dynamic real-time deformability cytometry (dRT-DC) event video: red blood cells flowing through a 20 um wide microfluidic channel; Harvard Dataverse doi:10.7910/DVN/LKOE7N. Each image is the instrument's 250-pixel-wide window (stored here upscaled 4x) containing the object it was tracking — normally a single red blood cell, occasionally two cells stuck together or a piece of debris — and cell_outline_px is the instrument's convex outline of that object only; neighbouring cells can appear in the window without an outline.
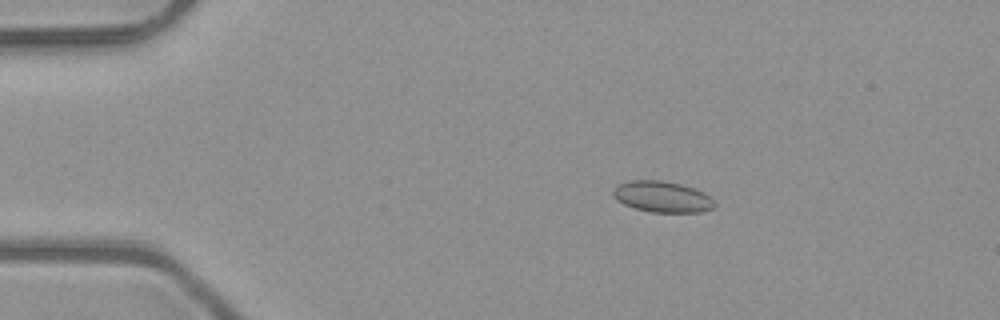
{"species": "common noctule bat (a hibernating species)", "species_latin": "Nyctalus noctula", "temperature_condition": "room temperature", "stored_images_in_passage": 6, "camera_frame_rate_fps": 3000, "um_per_image_px": 0.085, "animal": {"sex": "male", "body_mass_g": 23.1, "forearm_length_mm": 52.7}, "frame": {"image": 1, "passage_image": 3, "time_ms": 0.667, "image_size_px": [1000, 320], "cell_outline_px": [[716, 204], [712, 208], [700, 212], [652, 212], [636, 208], [624, 204], [616, 200], [612, 192], [612, 188], [616, 184], [628, 180], [660, 180], [680, 184], [704, 192]], "centroid_in_image_um": [56.23, 16.71], "position_along_channel_um": 28.8, "area_um2": 18.32}}
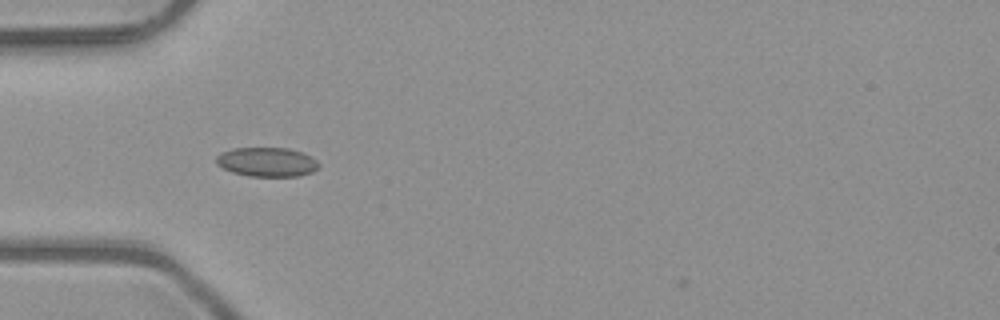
{"frame": {"image": 2, "passage_image": 5, "time_ms": 1.333, "image_size_px": [1000, 320], "cell_outline_px": [[320, 164], [312, 172], [300, 176], [248, 176], [232, 172], [216, 164], [216, 156], [220, 152], [232, 148], [288, 148], [300, 152], [316, 160]], "centroid_in_image_um": [22.65, 13.77], "position_along_channel_um": 62.4, "area_um2": 17.4}}
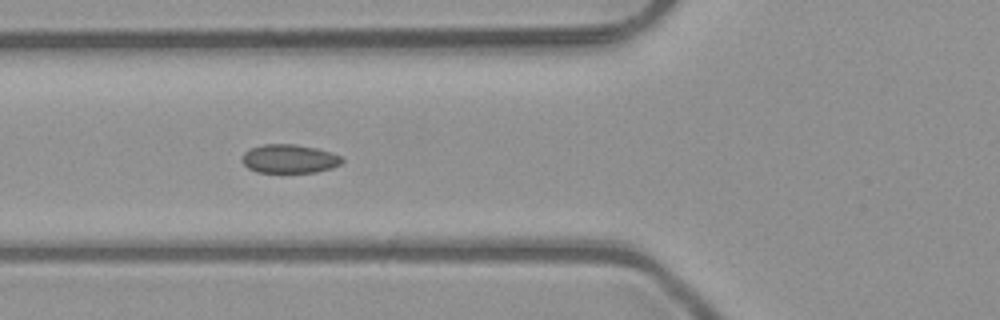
{"frame": {"image": 3, "passage_image": 6, "time_ms": 1.667, "image_size_px": [1000, 320], "cell_outline_px": [[344, 160], [340, 164], [332, 168], [316, 172], [256, 172], [248, 168], [240, 160], [244, 152], [252, 148], [264, 144], [296, 144], [316, 148], [332, 152], [340, 156]], "centroid_in_image_um": [24.59, 13.49], "position_along_channel_um": 101.2, "area_um2": 16.76}}